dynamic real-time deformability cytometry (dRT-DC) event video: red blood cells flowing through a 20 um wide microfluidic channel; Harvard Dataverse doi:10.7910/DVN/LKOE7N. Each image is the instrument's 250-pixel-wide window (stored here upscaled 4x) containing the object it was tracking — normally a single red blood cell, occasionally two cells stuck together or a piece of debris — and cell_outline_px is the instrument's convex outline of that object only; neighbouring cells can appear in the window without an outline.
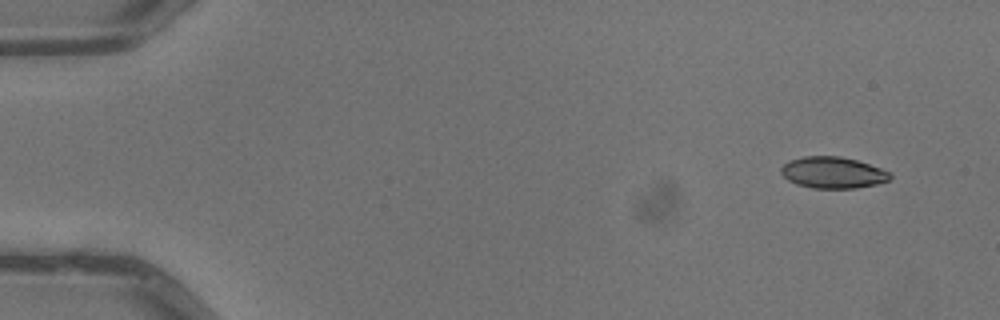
{"species": "common noctule bat (a hibernating species)", "species_latin": "Nyctalus noctula", "temperature_condition": "warm", "stored_images_in_passage": 5, "camera_frame_rate_fps": 3000, "um_per_image_px": 0.085, "animal": {"sex": "male", "body_mass_g": 13.3}, "frame": {"image": 1, "passage_image": 1, "time_ms": 0.0, "image_size_px": [1000, 320], "cell_outline_px": [[892, 176], [888, 180], [876, 184], [856, 188], [812, 188], [796, 184], [788, 180], [780, 172], [780, 168], [788, 160], [804, 156], [840, 156], [856, 160], [892, 172]], "centroid_in_image_um": [70.77, 14.66], "position_along_channel_um": 14.2, "area_um2": 20.0}}
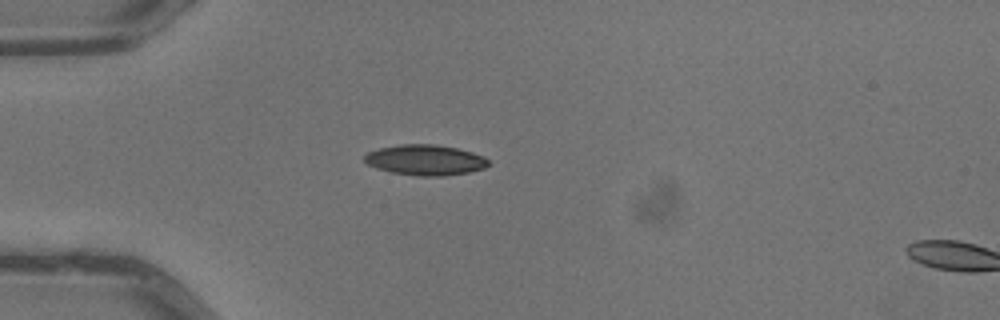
{"frame": {"image": 2, "passage_image": 4, "time_ms": 1.0, "image_size_px": [1000, 320], "cell_outline_px": [[492, 164], [484, 168], [468, 172], [444, 176], [416, 176], [392, 172], [376, 168], [368, 164], [364, 160], [364, 156], [368, 152], [380, 148], [400, 144], [436, 144], [456, 148], [472, 152], [484, 156]], "centroid_in_image_um": [36.17, 13.6], "position_along_channel_um": 48.8, "area_um2": 22.08}}